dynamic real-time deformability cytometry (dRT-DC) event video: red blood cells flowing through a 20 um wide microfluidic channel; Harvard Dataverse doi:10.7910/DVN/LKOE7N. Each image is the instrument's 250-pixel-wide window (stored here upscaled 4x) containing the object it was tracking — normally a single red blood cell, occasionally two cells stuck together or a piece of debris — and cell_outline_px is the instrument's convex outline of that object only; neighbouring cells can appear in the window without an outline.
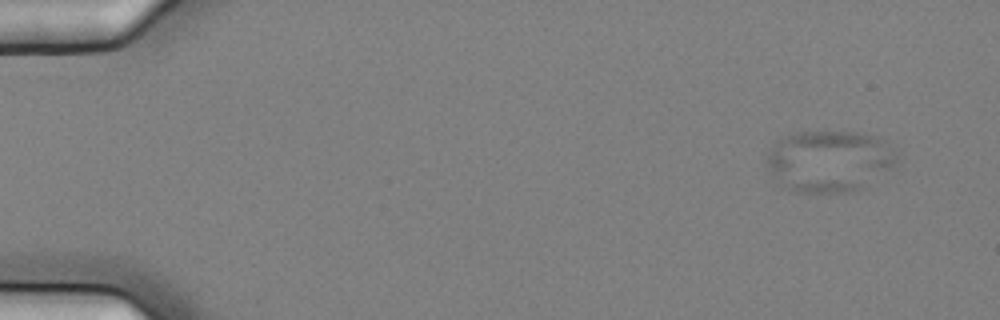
{"species": "common noctule bat (a hibernating species)", "species_latin": "Nyctalus noctula", "temperature_condition": "cold", "stored_images_in_passage": 7, "camera_frame_rate_fps": 3000, "um_per_image_px": 0.085, "animal": {"sex": "female", "body_mass_g": 25.1}, "frame": {"image": 1, "passage_image": 2, "time_ms": 0.333, "image_size_px": [1000, 320], "cell_outline_px": [[900, 152], [896, 160], [888, 168], [864, 188], [844, 192], [792, 192], [776, 184], [764, 160], [764, 152], [776, 140], [784, 136], [800, 132], [864, 132], [876, 136], [884, 140]], "centroid_in_image_um": [70.41, 13.68], "position_along_channel_um": 14.6, "area_um2": 47.45}}
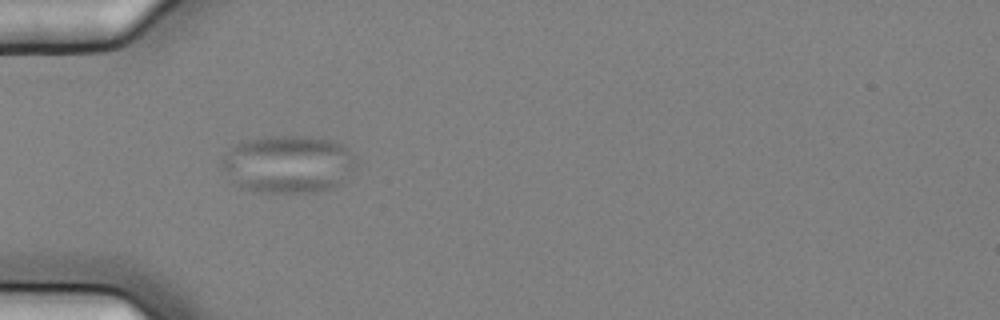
{"frame": {"image": 2, "passage_image": 6, "time_ms": 1.667, "image_size_px": [1000, 320], "cell_outline_px": [[356, 164], [352, 172], [340, 184], [332, 188], [316, 192], [252, 192], [240, 188], [232, 184], [220, 168], [220, 156], [240, 140], [268, 136], [312, 136], [336, 140], [344, 144], [356, 156]], "centroid_in_image_um": [24.45, 13.94], "position_along_channel_um": 60.6, "area_um2": 46.59}}
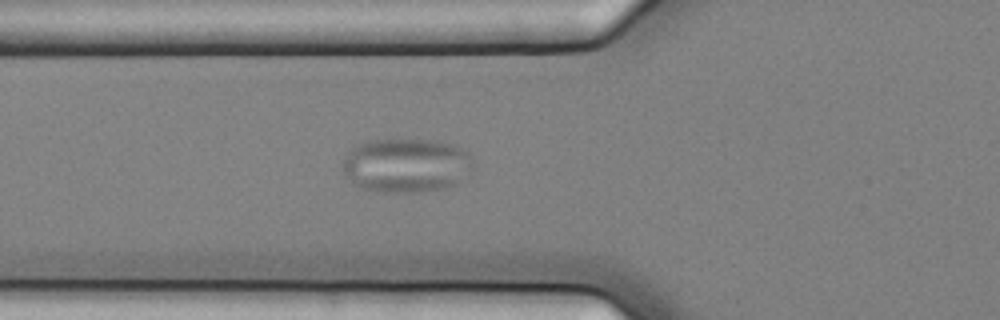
{"frame": {"image": 3, "passage_image": 7, "time_ms": 2.0, "image_size_px": [1000, 320], "cell_outline_px": [[472, 168], [456, 184], [436, 188], [408, 192], [380, 192], [360, 188], [352, 184], [344, 172], [340, 164], [352, 148], [356, 144], [376, 140], [432, 140], [448, 144], [460, 148], [468, 152], [472, 160]], "centroid_in_image_um": [34.46, 14.05], "position_along_channel_um": 91.3, "area_um2": 40.69}}